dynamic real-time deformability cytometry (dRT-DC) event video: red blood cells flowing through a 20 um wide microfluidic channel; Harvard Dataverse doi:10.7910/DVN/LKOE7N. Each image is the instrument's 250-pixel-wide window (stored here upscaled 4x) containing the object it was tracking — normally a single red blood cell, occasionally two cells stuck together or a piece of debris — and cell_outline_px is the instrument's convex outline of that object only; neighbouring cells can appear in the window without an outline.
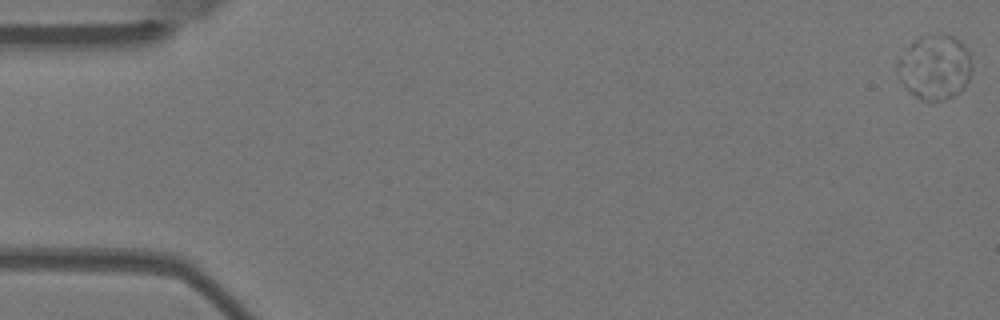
{"species": "Egyptian fruit bat (a non-hibernating species)", "species_latin": "Rousettus aegyptiacus", "temperature_condition": "warm", "stored_images_in_passage": 8, "camera_frame_rate_fps": 3000, "um_per_image_px": 0.085, "animal": {"sex": "female"}, "frame": {"image": 1, "passage_image": 1, "time_ms": 0.0, "image_size_px": [1000, 320], "cell_outline_px": [[972, 72], [964, 88], [960, 92], [944, 100], [924, 100], [908, 92], [904, 84], [896, 64], [896, 60], [916, 40], [928, 36], [952, 36], [960, 40], [964, 44], [968, 52], [972, 68]], "centroid_in_image_um": [79.49, 5.74], "position_along_channel_um": 5.5, "area_um2": 27.4}}
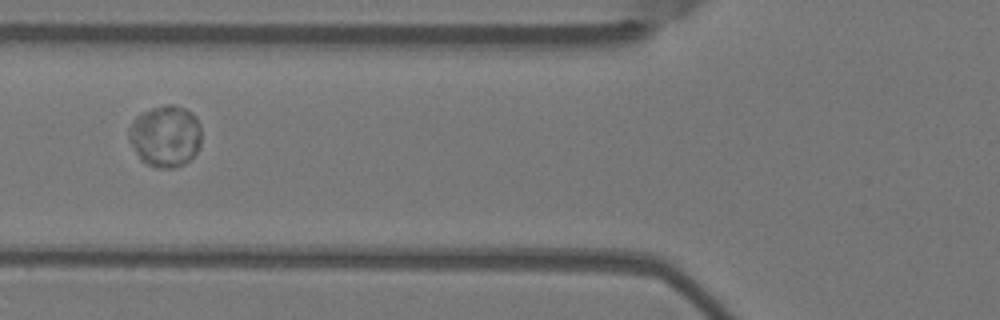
{"frame": {"image": 2, "passage_image": 6, "time_ms": 1.667, "image_size_px": [1000, 320], "cell_outline_px": [[200, 148], [184, 164], [172, 168], [156, 168], [140, 160], [128, 140], [128, 128], [136, 116], [140, 112], [164, 104], [172, 104], [184, 108], [192, 112], [196, 116], [200, 124]], "centroid_in_image_um": [14.04, 11.55], "position_along_channel_um": 111.8, "area_um2": 26.41}}
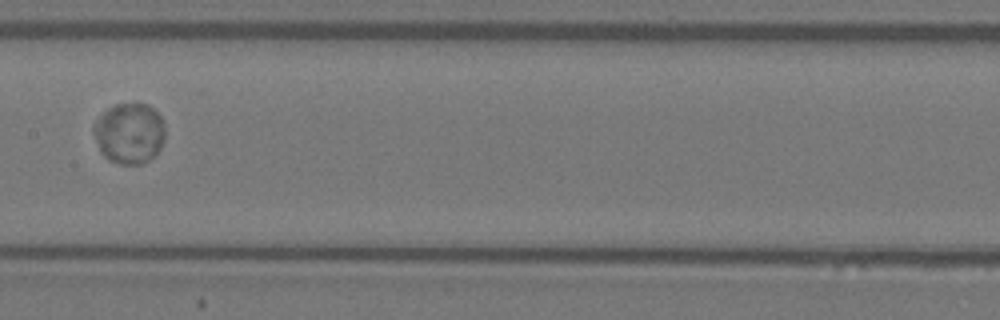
{"frame": {"image": 3, "passage_image": 8, "time_ms": 2.333, "image_size_px": [1000, 320], "cell_outline_px": [[164, 140], [156, 156], [140, 164], [120, 164], [108, 160], [100, 152], [92, 128], [100, 116], [108, 108], [116, 104], [136, 100], [148, 104], [160, 116], [164, 124]], "centroid_in_image_um": [11.01, 11.3], "position_along_channel_um": 196.4, "area_um2": 25.66}}